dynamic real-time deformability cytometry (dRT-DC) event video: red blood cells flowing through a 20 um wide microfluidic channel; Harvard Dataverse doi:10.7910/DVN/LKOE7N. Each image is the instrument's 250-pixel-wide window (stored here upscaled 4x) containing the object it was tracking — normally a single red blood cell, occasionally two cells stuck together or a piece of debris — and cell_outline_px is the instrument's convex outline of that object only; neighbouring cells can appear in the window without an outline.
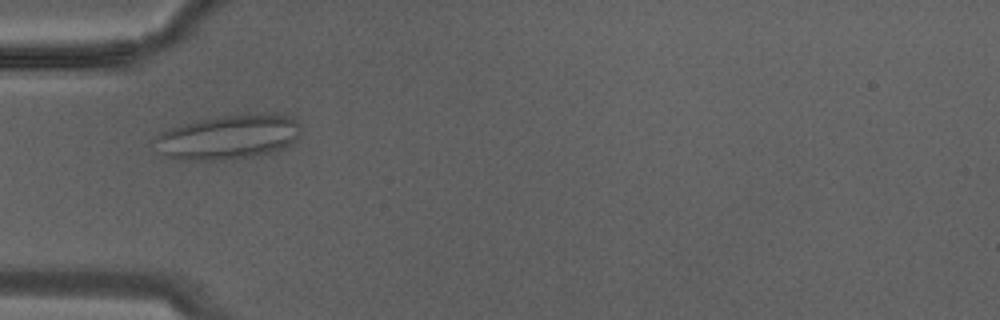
{"species": "Egyptian fruit bat (a non-hibernating species)", "species_latin": "Rousettus aegyptiacus", "temperature_condition": "warm", "stored_images_in_passage": 21, "camera_frame_rate_fps": 3000, "um_per_image_px": 0.085, "animal": {"sex": "male"}, "frame": {"image": 1, "passage_image": 1, "time_ms": 0.0, "image_size_px": [1000, 320], "cell_outline_px": [[300, 132], [292, 144], [284, 148], [268, 152], [248, 156], [212, 160], [192, 160], [168, 156], [152, 140], [164, 132], [172, 128], [184, 124], [200, 120], [228, 116], [268, 112], [288, 116], [296, 120], [300, 128]], "centroid_in_image_um": [19.5, 11.62], "position_along_channel_um": 65.5, "area_um2": 36.7}}
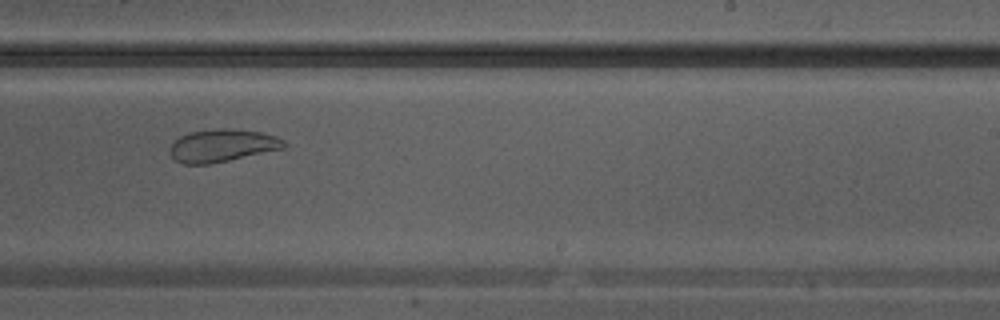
{"frame": {"image": 2, "passage_image": 10, "time_ms": 3.0, "image_size_px": [1000, 320], "cell_outline_px": [[288, 144], [284, 148], [228, 160], [208, 164], [184, 164], [176, 160], [168, 152], [168, 148], [172, 140], [188, 132], [220, 128], [228, 128], [260, 132], [276, 136], [284, 140]], "centroid_in_image_um": [18.84, 12.36], "position_along_channel_um": 270.2, "area_um2": 21.79}}